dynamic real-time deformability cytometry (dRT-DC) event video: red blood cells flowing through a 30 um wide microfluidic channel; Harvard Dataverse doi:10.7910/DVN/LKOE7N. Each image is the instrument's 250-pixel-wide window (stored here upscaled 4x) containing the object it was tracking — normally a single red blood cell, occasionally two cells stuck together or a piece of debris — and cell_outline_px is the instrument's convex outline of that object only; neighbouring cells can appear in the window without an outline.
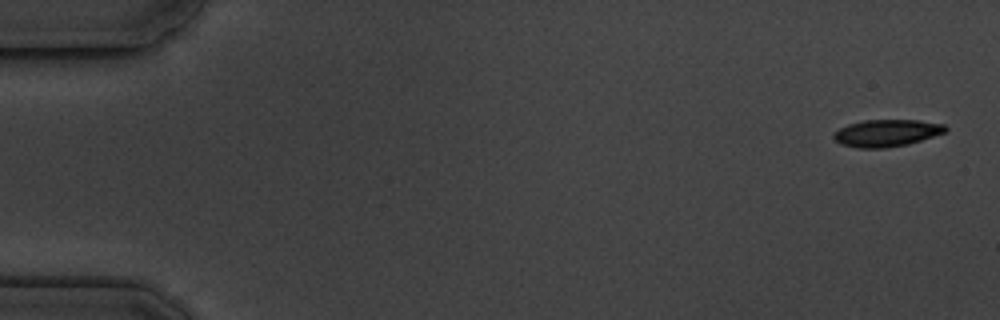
{"species": "common noctule bat (a hibernating species)", "species_latin": "Nyctalus noctula", "temperature_condition": "cold", "stored_images_in_passage": 5, "camera_frame_rate_fps": 3000, "um_per_image_px": 0.085, "animal": {"sex": "male", "body_mass_g": 19.5, "forearm_length_mm": 54.6}, "frame": {"image": 1, "passage_image": 1, "time_ms": 0.0, "image_size_px": [1000, 320], "cell_outline_px": [[948, 128], [944, 132], [908, 144], [884, 148], [856, 148], [840, 144], [832, 136], [840, 128], [848, 124], [864, 120], [920, 120], [944, 124]], "centroid_in_image_um": [75.34, 11.3], "position_along_channel_um": 9.7, "area_um2": 17.51}}
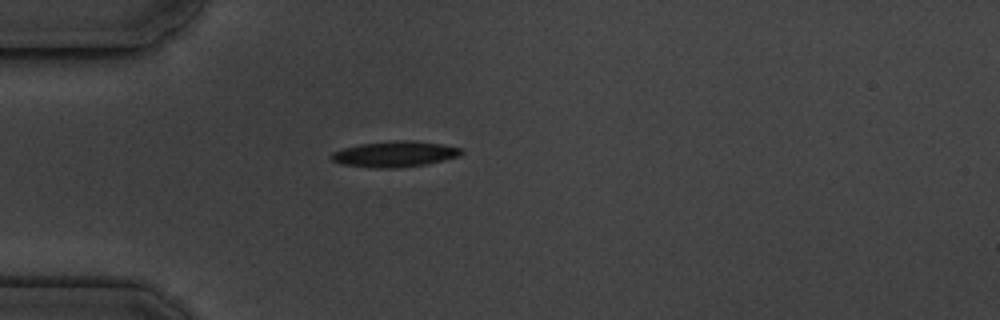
{"frame": {"image": 2, "passage_image": 5, "time_ms": 4.667, "image_size_px": [1000, 320], "cell_outline_px": [[464, 152], [460, 156], [428, 164], [396, 168], [372, 168], [340, 164], [332, 160], [328, 156], [332, 152], [344, 148], [360, 144], [396, 140], [412, 140], [444, 144], [460, 148]], "centroid_in_image_um": [33.56, 13.1], "position_along_channel_um": 51.4, "area_um2": 19.77}}